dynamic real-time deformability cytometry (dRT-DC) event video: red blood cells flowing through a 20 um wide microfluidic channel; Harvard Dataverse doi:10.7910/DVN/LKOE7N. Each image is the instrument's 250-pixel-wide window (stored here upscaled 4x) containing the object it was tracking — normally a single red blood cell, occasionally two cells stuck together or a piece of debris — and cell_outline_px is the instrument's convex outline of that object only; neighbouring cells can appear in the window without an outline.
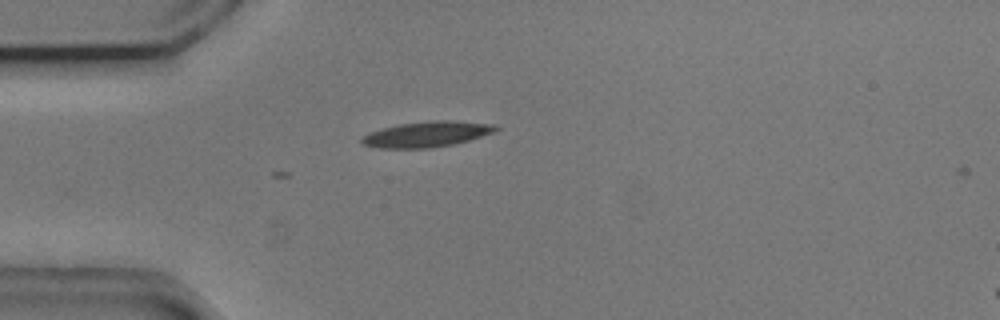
{"species": "common noctule bat (a hibernating species)", "species_latin": "Nyctalus noctula", "temperature_condition": "cold", "stored_images_in_passage": 2, "camera_frame_rate_fps": 3000, "um_per_image_px": 0.085, "animal": {"sex": "male", "body_mass_g": 20.5, "forearm_length_mm": 52.5}, "frame": {"image": 1, "passage_image": 2, "time_ms": 0.333, "image_size_px": [1000, 320], "cell_outline_px": [[500, 128], [496, 132], [468, 140], [452, 144], [432, 148], [376, 148], [360, 144], [360, 136], [368, 132], [400, 124], [432, 120], [452, 120], [496, 124]], "centroid_in_image_um": [36.26, 11.41], "position_along_channel_um": 48.7, "area_um2": 20.23}}